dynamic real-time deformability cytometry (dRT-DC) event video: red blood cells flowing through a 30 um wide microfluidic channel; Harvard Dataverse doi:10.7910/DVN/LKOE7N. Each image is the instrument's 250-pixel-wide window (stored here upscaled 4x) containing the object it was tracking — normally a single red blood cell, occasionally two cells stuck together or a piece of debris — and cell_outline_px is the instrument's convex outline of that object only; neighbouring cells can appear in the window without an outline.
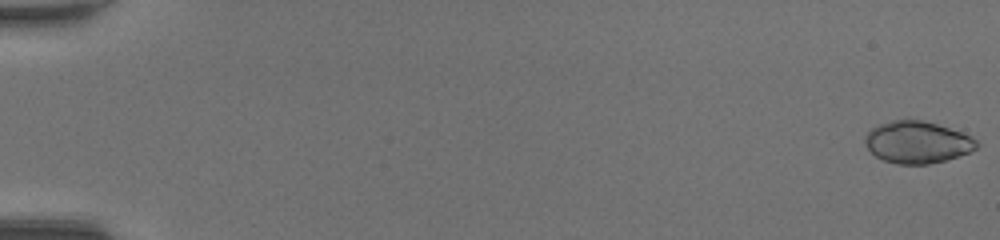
{"species": "common noctule bat (a hibernating species)", "species_latin": "Nyctalus noctula", "temperature_condition": "room temperature", "stored_images_in_passage": 49, "camera_frame_rate_fps": 3000, "um_per_image_px": 0.085, "animal": {"sex": "female", "body_mass_g": 20.0, "forearm_length_mm": 54.0}, "frame": {"image": 1, "passage_image": 1, "time_ms": 0.0, "image_size_px": [1000, 240], "cell_outline_px": [[980, 144], [976, 148], [968, 152], [944, 160], [928, 164], [896, 164], [884, 160], [876, 156], [868, 148], [864, 140], [864, 136], [872, 128], [880, 124], [892, 120], [924, 120], [972, 136]], "centroid_in_image_um": [77.95, 12.09], "position_along_channel_um": 7.0, "area_um2": 26.99}}
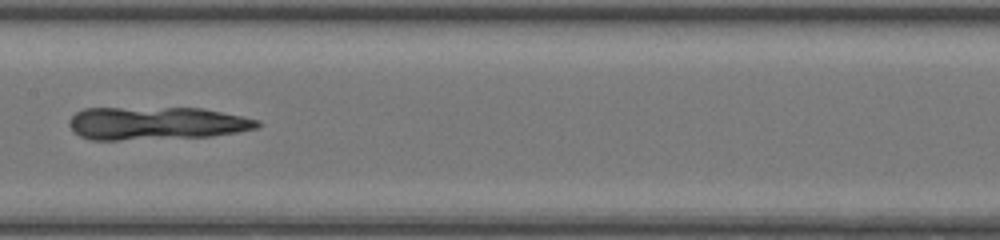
{"frame": {"image": 2, "passage_image": 27, "time_ms": 8.667, "image_size_px": [1000, 240], "cell_outline_px": [[260, 124], [256, 128], [236, 132], [212, 136], [120, 140], [92, 140], [80, 136], [68, 124], [68, 120], [76, 112], [84, 108], [200, 108], [260, 120]], "centroid_in_image_um": [13.24, 10.48], "position_along_channel_um": 194.2, "area_um2": 35.95}}
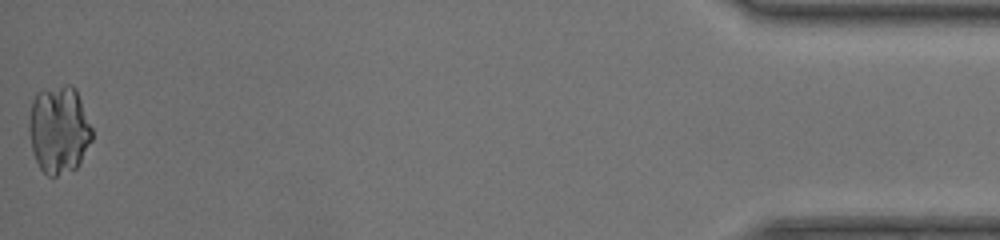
{"frame": {"image": 3, "passage_image": 49, "time_ms": 16.0, "image_size_px": [1000, 240], "cell_outline_px": [[92, 140], [80, 164], [76, 168], [56, 176], [48, 176], [40, 168], [36, 160], [32, 148], [28, 128], [28, 120], [32, 100], [36, 92], [64, 84], [72, 84], [76, 88], [92, 128]], "centroid_in_image_um": [5.01, 11.0], "position_along_channel_um": 430.2, "area_um2": 32.54}}